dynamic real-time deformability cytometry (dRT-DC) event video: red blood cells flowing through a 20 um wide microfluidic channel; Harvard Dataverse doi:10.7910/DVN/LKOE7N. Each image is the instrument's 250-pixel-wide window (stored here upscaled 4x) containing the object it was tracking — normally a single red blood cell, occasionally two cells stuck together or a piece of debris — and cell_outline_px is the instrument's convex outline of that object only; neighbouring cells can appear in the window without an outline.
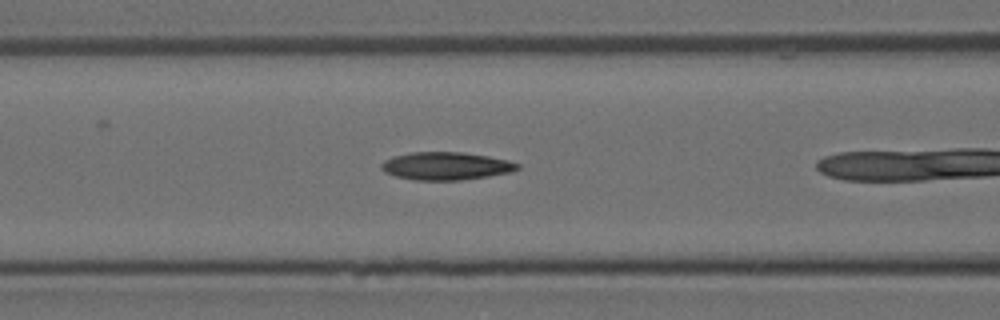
{"species": "Egyptian fruit bat (a non-hibernating species)", "species_latin": "Rousettus aegyptiacus", "temperature_condition": "room temperature", "stored_images_in_passage": 10, "camera_frame_rate_fps": 3000, "um_per_image_px": 0.085, "animal": {"sex": "female"}, "frame": {"image": 1, "passage_image": 6, "time_ms": 1.667, "image_size_px": [1000, 320], "cell_outline_px": [[520, 168], [512, 172], [488, 176], [460, 180], [416, 180], [396, 176], [384, 172], [380, 168], [380, 164], [384, 160], [396, 156], [412, 152], [460, 152], [488, 156], [508, 160], [520, 164]], "centroid_in_image_um": [37.92, 14.11], "position_along_channel_um": 128.7, "area_um2": 22.02}}
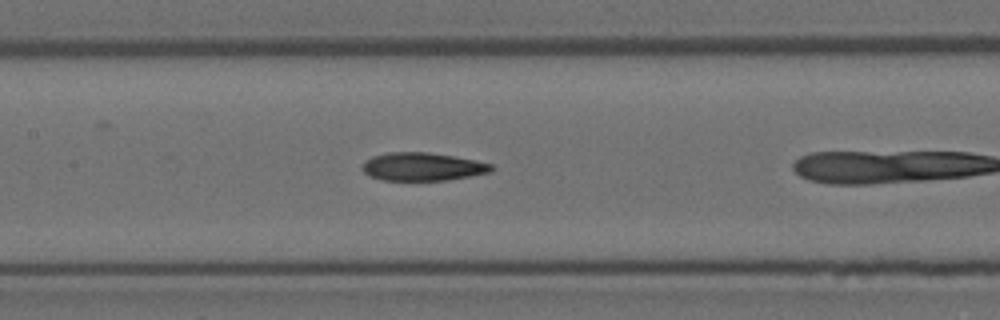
{"frame": {"image": 2, "passage_image": 9, "time_ms": 2.667, "image_size_px": [1000, 320], "cell_outline_px": [[496, 168], [492, 172], [448, 180], [380, 180], [368, 176], [360, 168], [364, 160], [372, 156], [388, 152], [428, 152], [476, 160], [492, 164]], "centroid_in_image_um": [35.89, 14.17], "position_along_channel_um": 171.5, "area_um2": 21.44}}